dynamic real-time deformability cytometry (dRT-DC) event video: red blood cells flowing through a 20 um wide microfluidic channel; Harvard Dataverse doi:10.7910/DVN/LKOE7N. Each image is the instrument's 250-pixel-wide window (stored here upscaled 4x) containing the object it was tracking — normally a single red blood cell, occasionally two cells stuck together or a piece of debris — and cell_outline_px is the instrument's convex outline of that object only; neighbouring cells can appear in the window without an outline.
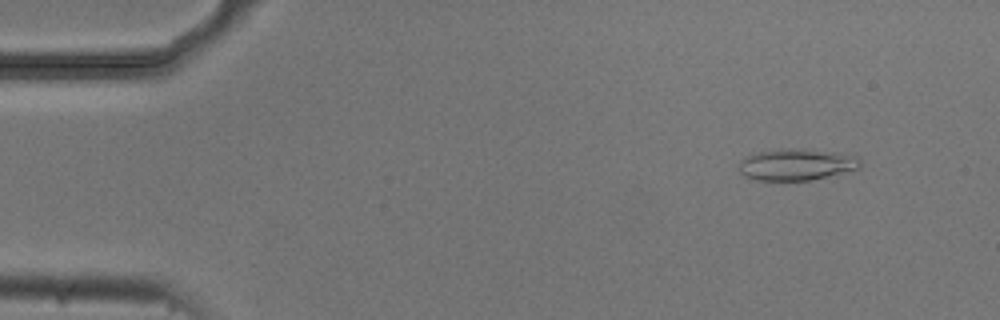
{"species": "common noctule bat (a hibernating species)", "species_latin": "Nyctalus noctula", "temperature_condition": "cold", "stored_images_in_passage": 5, "camera_frame_rate_fps": 3000, "um_per_image_px": 0.085, "animal": {"sex": "male", "body_mass_g": 20.5, "forearm_length_mm": 52.5}, "frame": {"image": 1, "passage_image": 1, "time_ms": 0.0, "image_size_px": [1000, 320], "cell_outline_px": [[860, 168], [808, 180], [756, 180], [744, 176], [740, 172], [740, 160], [744, 156], [760, 152], [780, 148], [792, 148], [836, 152], [856, 156], [860, 160]], "centroid_in_image_um": [67.66, 13.97], "position_along_channel_um": 17.3, "area_um2": 22.08}}
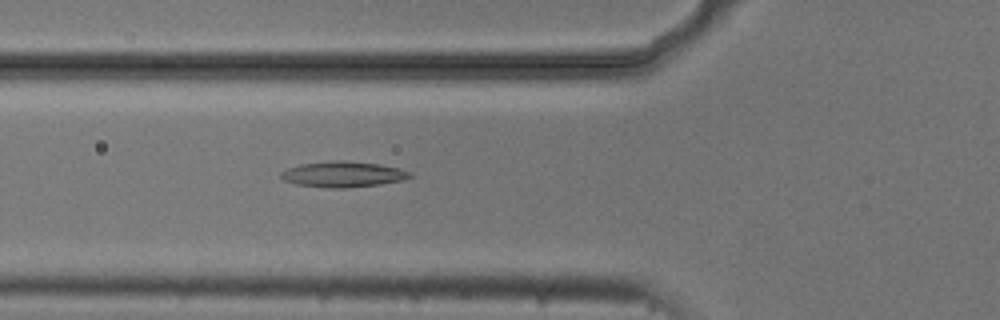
{"frame": {"image": 2, "passage_image": 5, "time_ms": 1.333, "image_size_px": [1000, 320], "cell_outline_px": [[412, 176], [404, 180], [380, 184], [348, 188], [328, 188], [296, 184], [284, 180], [280, 176], [280, 172], [288, 168], [300, 164], [328, 160], [344, 160], [380, 164], [400, 168], [412, 172]], "centroid_in_image_um": [29.17, 14.8], "position_along_channel_um": 96.6, "area_um2": 19.59}}